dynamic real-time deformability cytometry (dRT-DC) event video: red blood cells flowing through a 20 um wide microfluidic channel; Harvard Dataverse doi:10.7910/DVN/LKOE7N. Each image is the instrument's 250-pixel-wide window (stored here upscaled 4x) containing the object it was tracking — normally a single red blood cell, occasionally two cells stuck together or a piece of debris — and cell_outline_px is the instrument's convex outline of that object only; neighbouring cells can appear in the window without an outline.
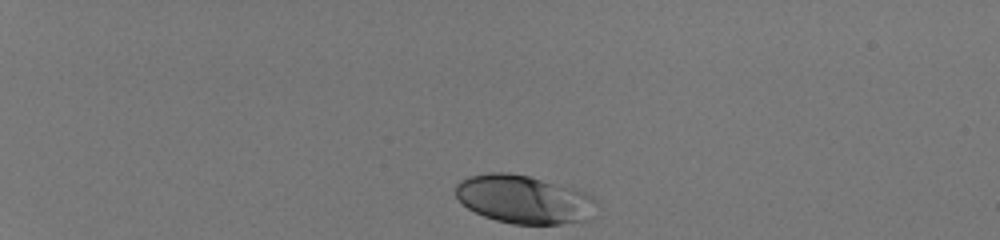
{"species": "human", "species_latin": "Homo sapiens", "temperature_condition": "room temperature", "stored_images_in_passage": 40, "camera_frame_rate_fps": 3000, "um_per_image_px": 0.085, "donor": {"sex": "male"}, "frame": {"image": 1, "passage_image": 1, "time_ms": 0.0, "image_size_px": [1000, 240], "cell_outline_px": [[596, 204], [588, 220], [560, 224], [512, 224], [496, 220], [484, 216], [468, 208], [456, 196], [456, 184], [460, 180], [468, 176], [488, 172], [508, 172], [528, 176], [572, 188], [584, 192], [592, 196], [596, 200]], "centroid_in_image_um": [44.51, 16.94], "position_along_channel_um": 40.5, "area_um2": 39.48}}
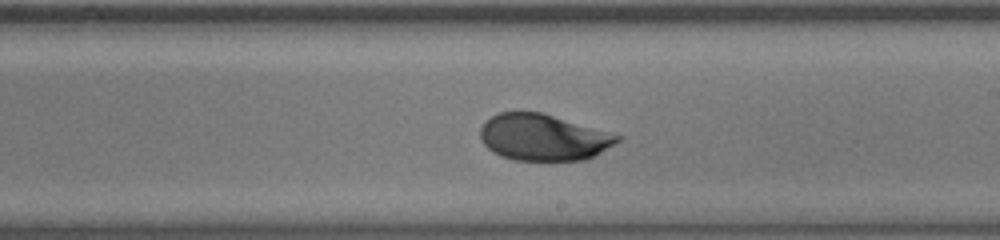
{"frame": {"image": 2, "passage_image": 23, "time_ms": 7.333, "image_size_px": [1000, 240], "cell_outline_px": [[624, 136], [620, 140], [596, 156], [584, 160], [516, 160], [500, 156], [492, 152], [480, 140], [480, 128], [484, 120], [500, 112], [540, 112]], "centroid_in_image_um": [46.17, 11.68], "position_along_channel_um": 242.8, "area_um2": 37.17}}
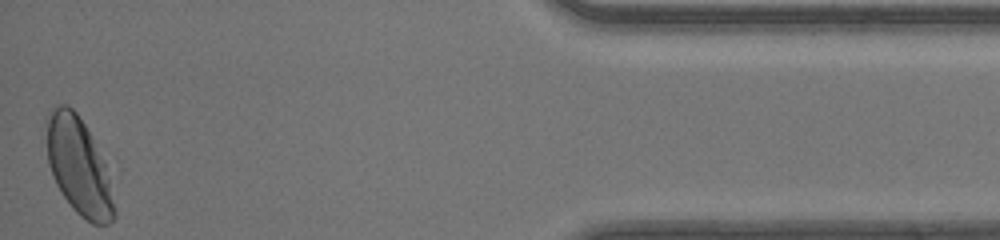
{"frame": {"image": 3, "passage_image": 40, "time_ms": 13.0, "image_size_px": [1000, 240], "cell_outline_px": [[120, 172], [116, 216], [108, 224], [92, 224], [80, 216], [72, 208], [56, 184], [52, 176], [48, 164], [44, 120], [44, 116], [52, 108], [60, 104], [64, 104], [72, 108], [76, 112], [120, 168]], "centroid_in_image_um": [6.91, 14.12], "position_along_channel_um": 428.3, "area_um2": 43.0}, "authors_computed_cell_mechanics": {"area_um2": 37.6567, "velocity_mm_per_s": 4.1634, "shape_relaxation_time_tau1_ms": 3.4669, "shape_relaxation_time_tau2_ms": 0.9793, "deformation_change_tau1": 0.1287, "deformation_change_tau2": 0.0393}}